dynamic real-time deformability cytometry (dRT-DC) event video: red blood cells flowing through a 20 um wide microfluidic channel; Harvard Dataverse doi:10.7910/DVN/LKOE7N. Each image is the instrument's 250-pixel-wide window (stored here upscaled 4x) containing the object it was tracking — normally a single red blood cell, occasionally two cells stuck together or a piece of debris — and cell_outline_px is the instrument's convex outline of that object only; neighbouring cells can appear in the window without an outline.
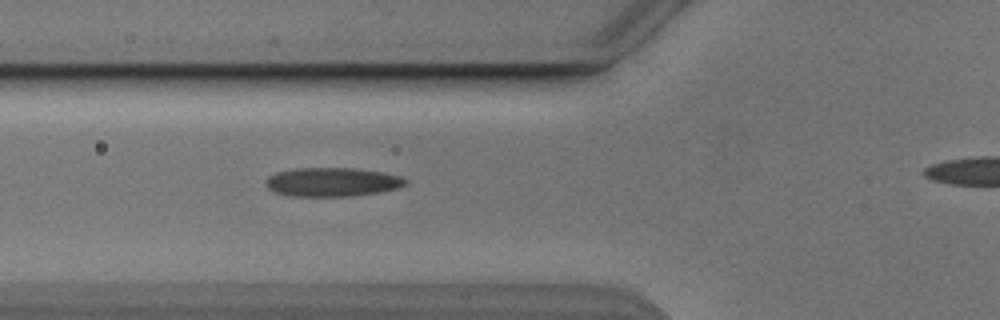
{"species": "Egyptian fruit bat (a non-hibernating species)", "species_latin": "Rousettus aegyptiacus", "temperature_condition": "cold", "stored_images_in_passage": 3, "segment_of_instrument_passage": [1, 2], "camera_frame_rate_fps": 3000, "um_per_image_px": 0.085, "animal": {"sex": "male"}, "frame": {"image": 1, "passage_image": 2, "time_ms": 1.0, "image_size_px": [1000, 320], "cell_outline_px": [[408, 180], [404, 184], [396, 188], [380, 192], [352, 196], [288, 196], [276, 192], [268, 188], [268, 176], [276, 172], [296, 168], [356, 168], [384, 172], [400, 176]], "centroid_in_image_um": [28.25, 15.47], "position_along_channel_um": 97.5, "area_um2": 23.41}}